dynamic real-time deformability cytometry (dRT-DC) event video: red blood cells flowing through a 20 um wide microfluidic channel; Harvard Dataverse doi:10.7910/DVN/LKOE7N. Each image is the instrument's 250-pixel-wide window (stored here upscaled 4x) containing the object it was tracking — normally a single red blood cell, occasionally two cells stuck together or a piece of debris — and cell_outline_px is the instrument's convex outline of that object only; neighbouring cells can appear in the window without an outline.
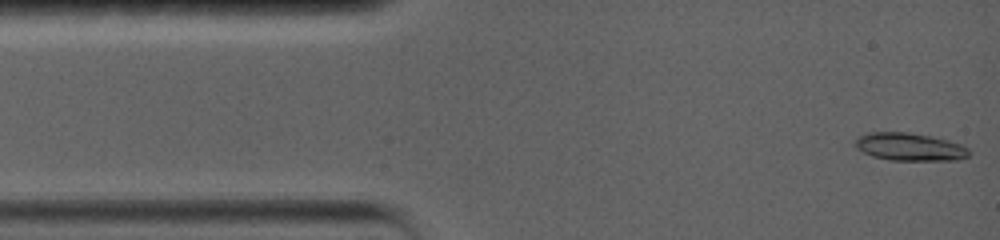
{"species": "common noctule bat (a hibernating species)", "species_latin": "Nyctalus noctula", "temperature_condition": "warm", "stored_images_in_passage": 5, "camera_frame_rate_fps": 5000, "um_per_image_px": 0.085, "animal": {"sex": "female", "body_mass_g": 19.0, "forearm_length_mm": 56.7}, "frame": {"image": 1, "passage_image": 1, "time_ms": 0.0, "image_size_px": [1000, 240], "cell_outline_px": [[972, 152], [968, 156], [960, 160], [892, 160], [872, 156], [856, 148], [852, 144], [860, 136], [868, 132], [908, 132], [932, 136], [948, 140], [960, 144], [968, 148]], "centroid_in_image_um": [77.34, 12.48], "position_along_channel_um": 7.7, "area_um2": 18.55}}
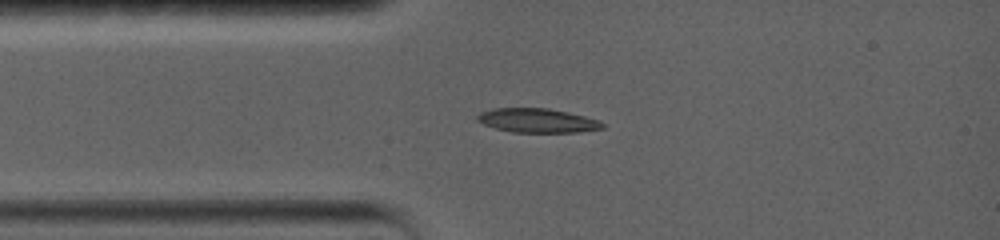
{"frame": {"image": 2, "passage_image": 4, "time_ms": 2.8, "image_size_px": [1000, 240], "cell_outline_px": [[604, 128], [576, 132], [512, 132], [496, 128], [484, 124], [476, 120], [476, 116], [480, 112], [492, 108], [548, 108], [568, 112], [600, 120], [604, 124]], "centroid_in_image_um": [45.66, 10.24], "position_along_channel_um": 39.3, "area_um2": 17.57}}